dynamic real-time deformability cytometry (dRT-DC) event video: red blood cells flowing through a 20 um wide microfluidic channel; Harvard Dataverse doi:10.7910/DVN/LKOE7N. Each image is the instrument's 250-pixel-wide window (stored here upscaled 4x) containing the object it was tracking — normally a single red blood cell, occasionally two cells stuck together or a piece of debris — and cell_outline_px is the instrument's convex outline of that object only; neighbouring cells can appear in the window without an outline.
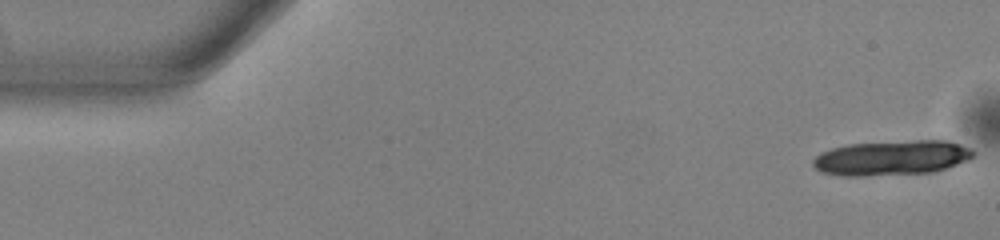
{"species": "common noctule bat (a hibernating species)", "species_latin": "Nyctalus noctula", "temperature_condition": "warm", "stored_images_in_passage": 16, "camera_frame_rate_fps": 3000, "um_per_image_px": 0.085, "animal": {"sex": "male", "body_mass_g": 13.0, "forearm_length_mm": 53.1}, "frame": {"image": 1, "passage_image": 1, "time_ms": 0.0, "image_size_px": [1000, 240], "cell_outline_px": [[972, 156], [968, 160], [932, 172], [864, 176], [840, 176], [820, 172], [812, 164], [812, 160], [820, 152], [832, 148], [848, 144], [916, 140], [948, 140], [960, 144], [968, 148], [972, 152]], "centroid_in_image_um": [75.72, 13.42], "position_along_channel_um": 9.3, "area_um2": 32.48}}